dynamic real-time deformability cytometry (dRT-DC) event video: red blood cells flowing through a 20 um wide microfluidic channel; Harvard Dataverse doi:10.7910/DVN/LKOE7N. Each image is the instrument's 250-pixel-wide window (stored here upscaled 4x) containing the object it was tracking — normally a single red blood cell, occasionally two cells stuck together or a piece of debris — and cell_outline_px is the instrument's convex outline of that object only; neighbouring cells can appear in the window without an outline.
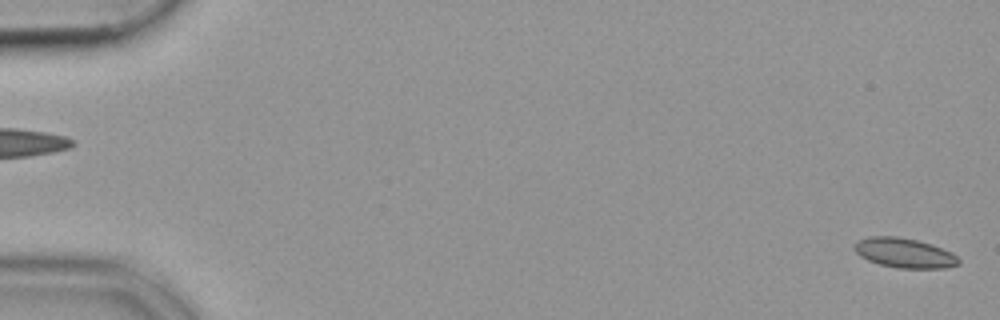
{"species": "common noctule bat (a hibernating species)", "species_latin": "Nyctalus noctula", "temperature_condition": "cold", "stored_images_in_passage": 54, "camera_frame_rate_fps": 3000, "um_per_image_px": 0.085, "animal": {"sex": "female", "body_mass_g": 19.9}, "frame": {"image": 1, "passage_image": 1, "time_ms": 0.0, "image_size_px": [1000, 320], "cell_outline_px": [[960, 264], [944, 268], [896, 268], [880, 264], [868, 260], [860, 256], [852, 248], [860, 240], [868, 236], [896, 236], [916, 240], [932, 244], [952, 252], [960, 260]], "centroid_in_image_um": [76.88, 21.5], "position_along_channel_um": 8.1, "area_um2": 18.03}}
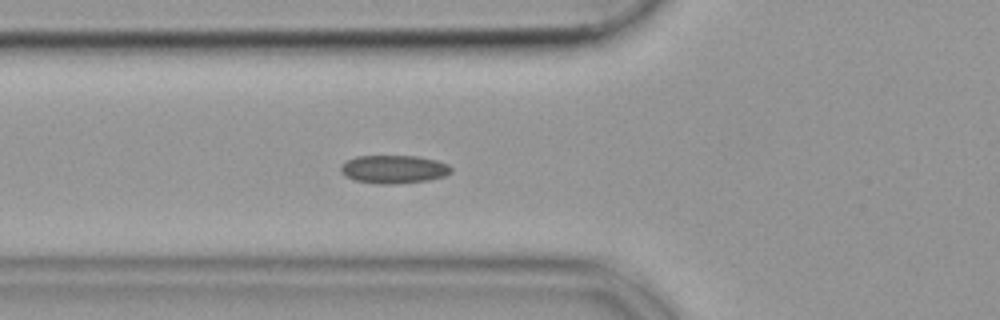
{"frame": {"image": 2, "passage_image": 20, "time_ms": 6.333, "image_size_px": [1000, 320], "cell_outline_px": [[452, 172], [444, 176], [428, 180], [396, 184], [376, 184], [356, 180], [340, 172], [340, 164], [356, 156], [416, 156], [436, 160], [448, 164], [452, 168]], "centroid_in_image_um": [33.48, 14.38], "position_along_channel_um": 92.3, "area_um2": 18.15}}
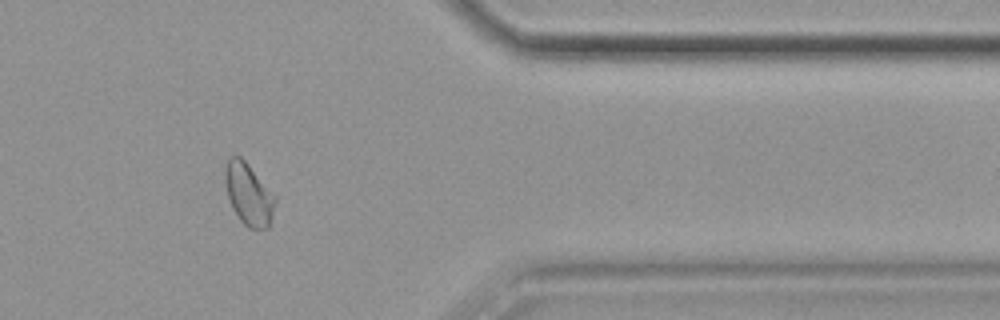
{"frame": {"image": 3, "passage_image": 45, "time_ms": 14.667, "image_size_px": [1000, 320], "cell_outline_px": [[276, 200], [272, 220], [268, 228], [248, 228], [240, 220], [232, 208], [228, 196], [224, 180], [224, 168], [228, 160], [232, 156], [240, 156], [248, 164], [276, 196]], "centroid_in_image_um": [21.14, 16.51], "position_along_channel_um": 390.3, "area_um2": 18.09}}